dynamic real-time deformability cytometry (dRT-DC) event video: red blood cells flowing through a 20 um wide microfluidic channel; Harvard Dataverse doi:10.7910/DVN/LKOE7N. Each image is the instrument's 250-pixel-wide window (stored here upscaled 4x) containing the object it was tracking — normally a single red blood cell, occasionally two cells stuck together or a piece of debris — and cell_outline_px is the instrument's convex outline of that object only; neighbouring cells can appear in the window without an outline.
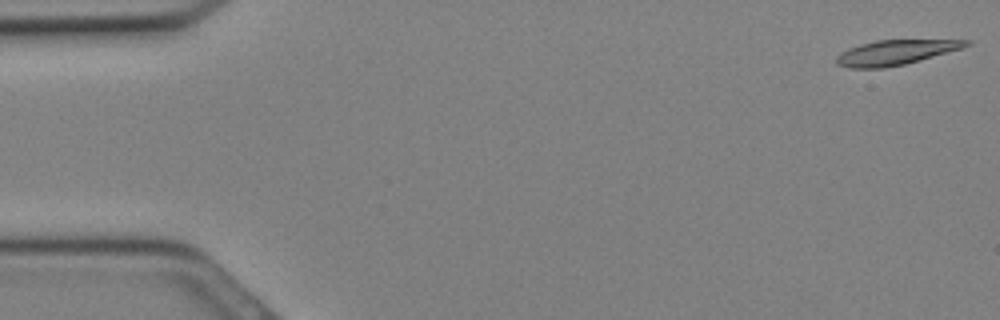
{"species": "Egyptian fruit bat (a non-hibernating species)", "species_latin": "Rousettus aegyptiacus", "temperature_condition": "cold", "stored_images_in_passage": 15, "camera_frame_rate_fps": 3000, "um_per_image_px": 0.085, "animal": {"sex": "female"}, "frame": {"image": 1, "passage_image": 1, "time_ms": 0.0, "image_size_px": [1000, 320], "cell_outline_px": [[972, 44], [960, 48], [904, 64], [884, 68], [848, 68], [836, 64], [836, 56], [840, 52], [848, 48], [860, 44], [876, 40], [972, 40]], "centroid_in_image_um": [76.04, 4.45], "position_along_channel_um": 9.0, "area_um2": 18.55}}
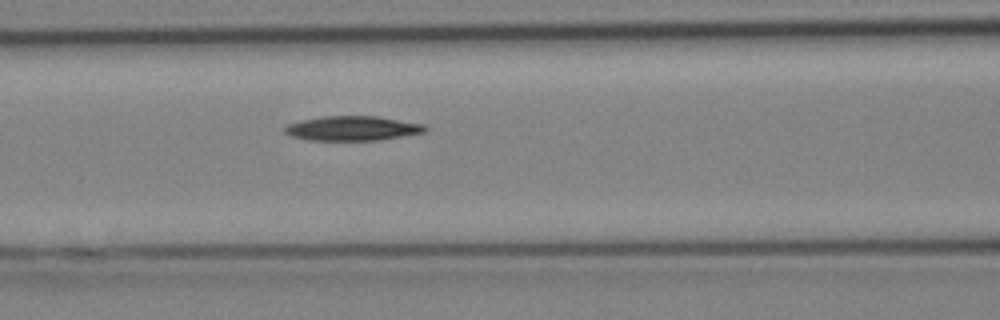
{"frame": {"image": 2, "passage_image": 13, "time_ms": 4.0, "image_size_px": [1000, 320], "cell_outline_px": [[428, 132], [380, 140], [308, 140], [292, 136], [284, 132], [284, 128], [288, 124], [304, 120], [324, 116], [376, 116], [424, 124], [428, 128]], "centroid_in_image_um": [30.02, 10.91], "position_along_channel_um": 136.6, "area_um2": 20.06}}
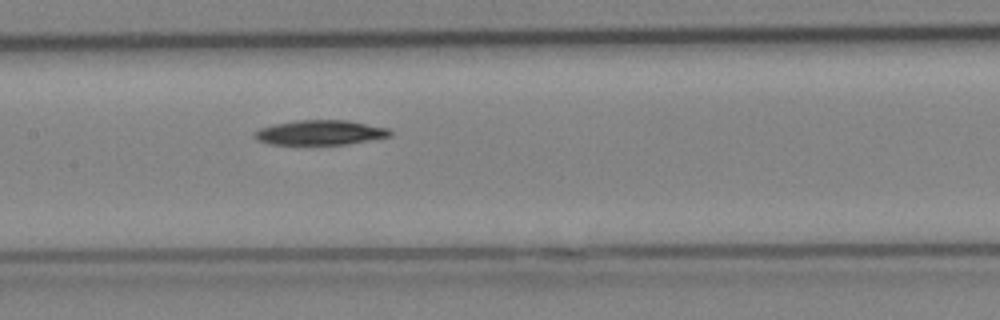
{"frame": {"image": 3, "passage_image": 15, "time_ms": 4.667, "image_size_px": [1000, 320], "cell_outline_px": [[392, 136], [348, 144], [268, 144], [256, 140], [252, 136], [252, 132], [260, 128], [272, 124], [296, 120], [348, 120], [388, 128], [392, 132]], "centroid_in_image_um": [27.17, 11.26], "position_along_channel_um": 180.2, "area_um2": 19.77}}